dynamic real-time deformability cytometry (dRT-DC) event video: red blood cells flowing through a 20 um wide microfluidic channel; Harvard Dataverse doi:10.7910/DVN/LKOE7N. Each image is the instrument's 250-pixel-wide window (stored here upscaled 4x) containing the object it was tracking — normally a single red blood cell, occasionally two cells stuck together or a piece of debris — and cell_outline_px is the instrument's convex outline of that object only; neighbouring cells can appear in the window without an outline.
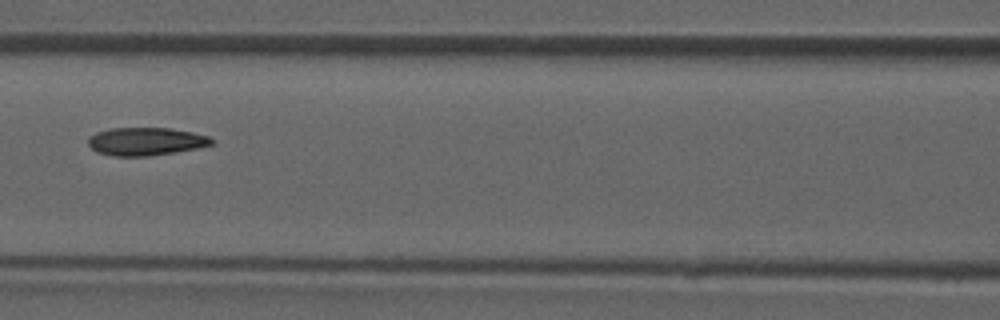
{"species": "common noctule bat (a hibernating species)", "species_latin": "Nyctalus noctula", "temperature_condition": "room temperature", "stored_images_in_passage": 49, "camera_frame_rate_fps": 3000, "um_per_image_px": 0.085, "animal": {"sex": "male", "forearm_length_mm": 52.5}, "frame": {"image": 1, "passage_image": 22, "time_ms": 7.0, "image_size_px": [1000, 320], "cell_outline_px": [[216, 140], [212, 144], [196, 148], [148, 156], [112, 156], [96, 152], [88, 144], [88, 140], [96, 132], [112, 128], [172, 128], [192, 132], [208, 136]], "centroid_in_image_um": [12.39, 12.02], "position_along_channel_um": 154.2, "area_um2": 20.0}}